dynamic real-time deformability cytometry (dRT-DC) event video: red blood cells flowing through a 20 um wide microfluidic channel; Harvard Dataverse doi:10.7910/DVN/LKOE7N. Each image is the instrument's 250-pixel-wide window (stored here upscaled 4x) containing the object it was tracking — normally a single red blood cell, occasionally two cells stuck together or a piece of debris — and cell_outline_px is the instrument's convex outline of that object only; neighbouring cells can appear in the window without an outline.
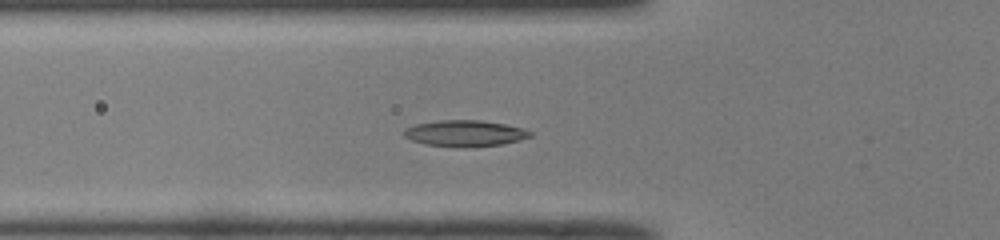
{"species": "common noctule bat (a hibernating species)", "species_latin": "Nyctalus noctula", "temperature_condition": "room temperature", "stored_images_in_passage": 13, "camera_frame_rate_fps": 3000, "um_per_image_px": 0.085, "animal": {"sex": "male", "body_mass_g": 19.0, "forearm_length_mm": 50.8}, "frame": {"image": 1, "passage_image": 2, "time_ms": 0.333, "image_size_px": [1000, 240], "cell_outline_px": [[532, 136], [520, 140], [500, 144], [464, 148], [424, 144], [412, 140], [404, 136], [404, 128], [416, 124], [440, 120], [480, 120], [504, 124], [524, 128], [532, 132]], "centroid_in_image_um": [39.52, 11.33], "position_along_channel_um": 86.3, "area_um2": 19.31}}
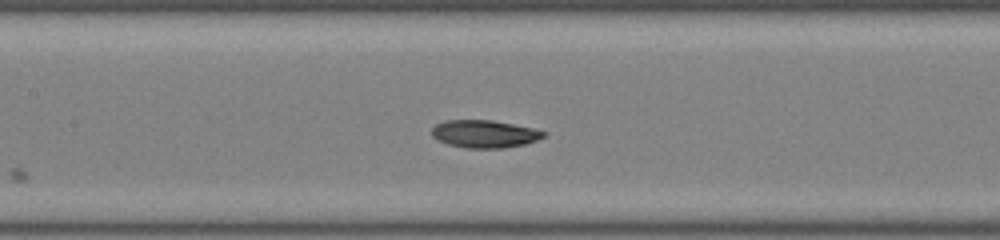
{"frame": {"image": 2, "passage_image": 8, "time_ms": 2.333, "image_size_px": [1000, 240], "cell_outline_px": [[548, 132], [544, 136], [536, 140], [524, 144], [504, 148], [464, 148], [448, 144], [436, 140], [432, 136], [432, 128], [436, 124], [444, 120], [492, 120], [532, 128]], "centroid_in_image_um": [41.15, 11.38], "position_along_channel_um": 166.3, "area_um2": 18.03}}
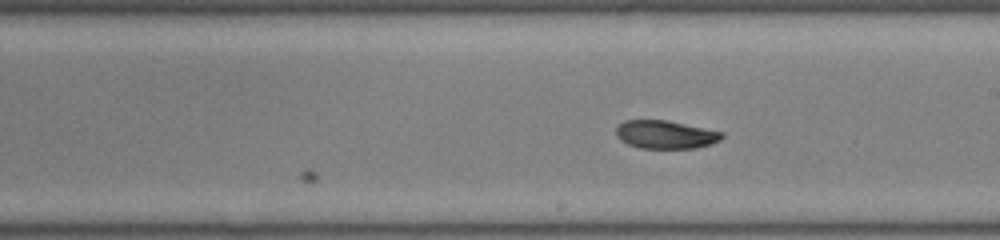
{"frame": {"image": 3, "passage_image": 13, "time_ms": 4.0, "image_size_px": [1000, 240], "cell_outline_px": [[724, 136], [720, 140], [712, 144], [696, 148], [640, 148], [628, 144], [620, 140], [616, 136], [616, 128], [624, 120], [668, 120], [724, 132]], "centroid_in_image_um": [56.58, 11.43], "position_along_channel_um": 232.4, "area_um2": 17.51}}